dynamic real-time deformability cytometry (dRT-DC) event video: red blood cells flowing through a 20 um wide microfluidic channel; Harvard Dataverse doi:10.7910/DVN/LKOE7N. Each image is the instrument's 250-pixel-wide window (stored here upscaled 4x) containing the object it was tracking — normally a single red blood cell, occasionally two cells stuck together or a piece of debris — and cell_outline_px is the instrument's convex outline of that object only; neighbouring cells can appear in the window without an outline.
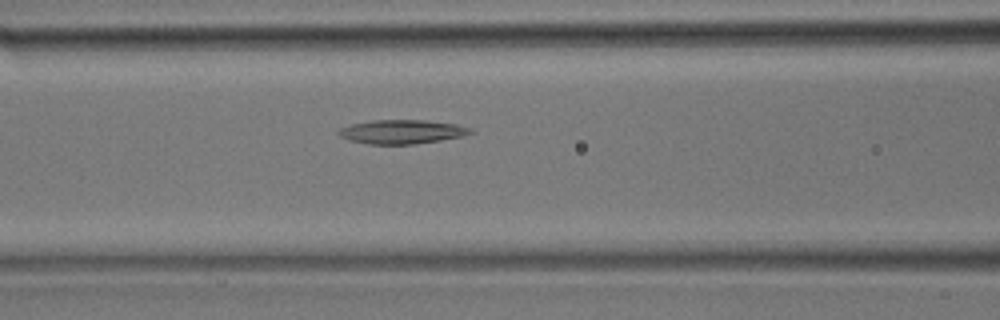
{"species": "common noctule bat (a hibernating species)", "species_latin": "Nyctalus noctula", "temperature_condition": "room temperature", "stored_images_in_passage": 25, "camera_frame_rate_fps": 3000, "um_per_image_px": 0.085, "animal": {"sex": "male", "body_mass_g": 17.9}, "frame": {"image": 1, "passage_image": 7, "time_ms": 2.0, "image_size_px": [1000, 320], "cell_outline_px": [[476, 132], [464, 136], [416, 144], [368, 144], [348, 140], [340, 136], [336, 132], [340, 128], [352, 124], [372, 120], [424, 120], [456, 124], [472, 128]], "centroid_in_image_um": [34.18, 11.2], "position_along_channel_um": 132.4, "area_um2": 18.55}}
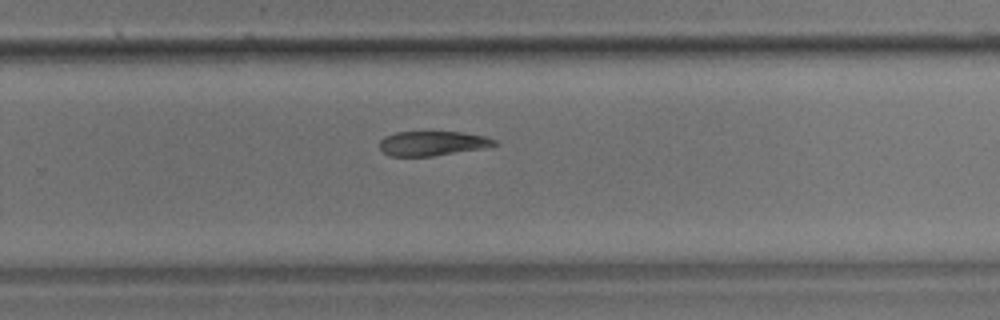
{"frame": {"image": 2, "passage_image": 15, "time_ms": 4.667, "image_size_px": [1000, 320], "cell_outline_px": [[500, 144], [484, 148], [432, 156], [392, 156], [384, 152], [380, 148], [380, 140], [384, 136], [396, 132], [460, 132], [484, 136], [496, 140]], "centroid_in_image_um": [36.77, 12.18], "position_along_channel_um": 293.0, "area_um2": 16.36}}
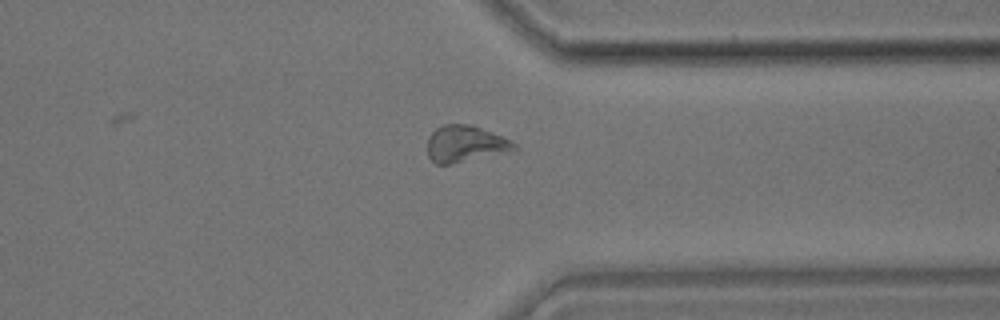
{"frame": {"image": 3, "passage_image": 19, "time_ms": 6.0, "image_size_px": [1000, 320], "cell_outline_px": [[520, 148], [452, 164], [436, 164], [428, 156], [428, 136], [436, 128], [444, 124], [472, 124], [492, 132], [516, 144]], "centroid_in_image_um": [39.5, 12.21], "position_along_channel_um": 371.9, "area_um2": 18.21}}